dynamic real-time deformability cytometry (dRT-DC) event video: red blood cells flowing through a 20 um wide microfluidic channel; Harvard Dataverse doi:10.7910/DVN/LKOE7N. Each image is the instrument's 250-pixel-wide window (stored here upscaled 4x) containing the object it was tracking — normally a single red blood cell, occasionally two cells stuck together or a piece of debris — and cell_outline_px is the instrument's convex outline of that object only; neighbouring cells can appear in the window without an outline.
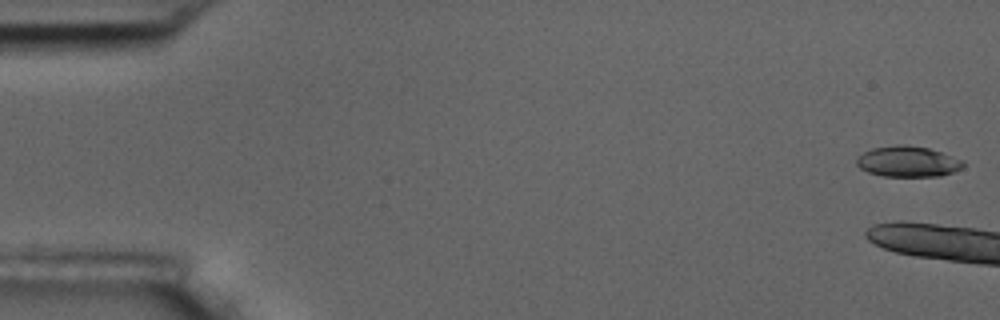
{"species": "common noctule bat (a hibernating species)", "species_latin": "Nyctalus noctula", "temperature_condition": "room temperature", "stored_images_in_passage": 7, "camera_frame_rate_fps": 3000, "um_per_image_px": 0.085, "animal": {"sex": "male", "body_mass_g": 17.5, "forearm_length_mm": 52.3}, "frame": {"image": 1, "passage_image": 1, "time_ms": 0.0, "image_size_px": [1000, 320], "cell_outline_px": [[964, 168], [940, 176], [884, 176], [868, 172], [860, 168], [856, 164], [856, 160], [864, 152], [872, 148], [896, 144], [904, 144], [928, 148], [964, 160]], "centroid_in_image_um": [77.18, 13.73], "position_along_channel_um": 7.8, "area_um2": 19.07}}
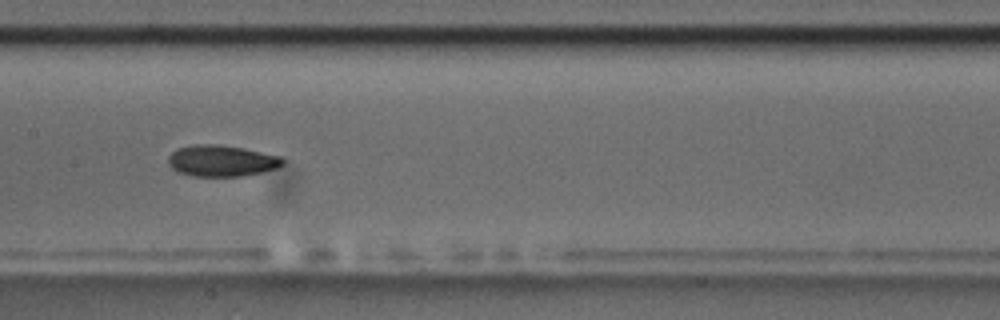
{"frame": {"image": 2, "passage_image": 6, "time_ms": 11.333, "image_size_px": [1000, 320], "cell_outline_px": [[284, 164], [276, 168], [260, 172], [240, 176], [192, 176], [176, 172], [168, 164], [168, 156], [176, 148], [192, 144], [216, 144], [244, 148], [280, 156], [284, 160]], "centroid_in_image_um": [18.78, 13.66], "position_along_channel_um": 188.6, "area_um2": 20.98}}
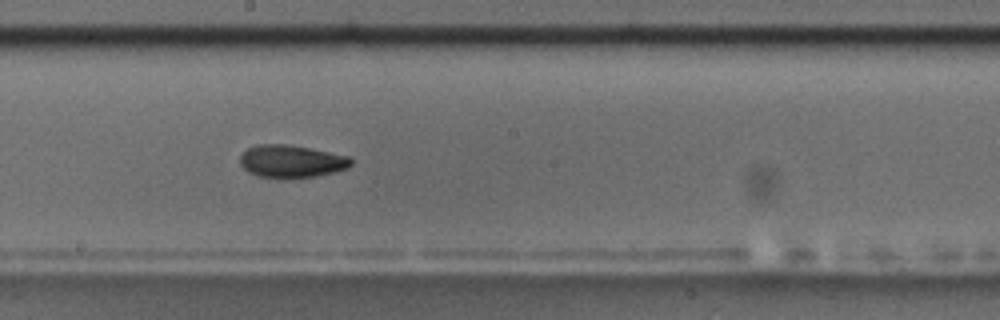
{"frame": {"image": 3, "passage_image": 7, "time_ms": 12.333, "image_size_px": [1000, 320], "cell_outline_px": [[352, 164], [348, 168], [336, 172], [316, 176], [292, 180], [280, 180], [256, 176], [248, 172], [240, 164], [240, 156], [248, 148], [256, 144], [284, 144], [308, 148], [348, 156], [352, 160]], "centroid_in_image_um": [24.74, 13.76], "position_along_channel_um": 223.5, "area_um2": 21.62}}